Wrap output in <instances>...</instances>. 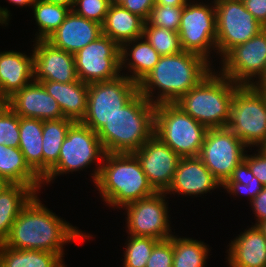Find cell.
Listing matches in <instances>:
<instances>
[{
  "label": "cell",
  "instance_id": "obj_1",
  "mask_svg": "<svg viewBox=\"0 0 266 267\" xmlns=\"http://www.w3.org/2000/svg\"><path fill=\"white\" fill-rule=\"evenodd\" d=\"M89 237V234L56 216L35 194L20 211L3 244L19 250L57 253L63 258L64 245Z\"/></svg>",
  "mask_w": 266,
  "mask_h": 267
},
{
  "label": "cell",
  "instance_id": "obj_2",
  "mask_svg": "<svg viewBox=\"0 0 266 267\" xmlns=\"http://www.w3.org/2000/svg\"><path fill=\"white\" fill-rule=\"evenodd\" d=\"M210 62L188 51L161 56L138 83V92L155 105L175 103L213 70Z\"/></svg>",
  "mask_w": 266,
  "mask_h": 267
},
{
  "label": "cell",
  "instance_id": "obj_3",
  "mask_svg": "<svg viewBox=\"0 0 266 267\" xmlns=\"http://www.w3.org/2000/svg\"><path fill=\"white\" fill-rule=\"evenodd\" d=\"M155 104L137 92L97 132L106 153H133L154 135Z\"/></svg>",
  "mask_w": 266,
  "mask_h": 267
},
{
  "label": "cell",
  "instance_id": "obj_4",
  "mask_svg": "<svg viewBox=\"0 0 266 267\" xmlns=\"http://www.w3.org/2000/svg\"><path fill=\"white\" fill-rule=\"evenodd\" d=\"M102 162L95 186L109 206L123 208L157 192L133 153H106Z\"/></svg>",
  "mask_w": 266,
  "mask_h": 267
},
{
  "label": "cell",
  "instance_id": "obj_5",
  "mask_svg": "<svg viewBox=\"0 0 266 267\" xmlns=\"http://www.w3.org/2000/svg\"><path fill=\"white\" fill-rule=\"evenodd\" d=\"M240 85L211 71L175 104L208 129L225 128L230 118V107Z\"/></svg>",
  "mask_w": 266,
  "mask_h": 267
},
{
  "label": "cell",
  "instance_id": "obj_6",
  "mask_svg": "<svg viewBox=\"0 0 266 267\" xmlns=\"http://www.w3.org/2000/svg\"><path fill=\"white\" fill-rule=\"evenodd\" d=\"M207 131L175 103L155 106L154 135L181 158L199 155Z\"/></svg>",
  "mask_w": 266,
  "mask_h": 267
},
{
  "label": "cell",
  "instance_id": "obj_7",
  "mask_svg": "<svg viewBox=\"0 0 266 267\" xmlns=\"http://www.w3.org/2000/svg\"><path fill=\"white\" fill-rule=\"evenodd\" d=\"M105 154L97 133L81 122H74L62 143L57 164L42 178V183H53L56 176L81 171L98 161L100 164L97 163L91 174L95 184Z\"/></svg>",
  "mask_w": 266,
  "mask_h": 267
},
{
  "label": "cell",
  "instance_id": "obj_8",
  "mask_svg": "<svg viewBox=\"0 0 266 267\" xmlns=\"http://www.w3.org/2000/svg\"><path fill=\"white\" fill-rule=\"evenodd\" d=\"M249 149L266 141V91L240 85L235 91L226 126Z\"/></svg>",
  "mask_w": 266,
  "mask_h": 267
},
{
  "label": "cell",
  "instance_id": "obj_9",
  "mask_svg": "<svg viewBox=\"0 0 266 267\" xmlns=\"http://www.w3.org/2000/svg\"><path fill=\"white\" fill-rule=\"evenodd\" d=\"M127 75L122 73L114 80L88 84L87 110L82 124L97 133L138 92V84Z\"/></svg>",
  "mask_w": 266,
  "mask_h": 267
},
{
  "label": "cell",
  "instance_id": "obj_10",
  "mask_svg": "<svg viewBox=\"0 0 266 267\" xmlns=\"http://www.w3.org/2000/svg\"><path fill=\"white\" fill-rule=\"evenodd\" d=\"M211 2L189 1L183 8L178 30L182 50L201 55L207 61L212 50L217 52L216 11L214 1Z\"/></svg>",
  "mask_w": 266,
  "mask_h": 267
},
{
  "label": "cell",
  "instance_id": "obj_11",
  "mask_svg": "<svg viewBox=\"0 0 266 267\" xmlns=\"http://www.w3.org/2000/svg\"><path fill=\"white\" fill-rule=\"evenodd\" d=\"M216 55L221 58L233 47L245 43L265 27L250 14L242 0H215Z\"/></svg>",
  "mask_w": 266,
  "mask_h": 267
},
{
  "label": "cell",
  "instance_id": "obj_12",
  "mask_svg": "<svg viewBox=\"0 0 266 267\" xmlns=\"http://www.w3.org/2000/svg\"><path fill=\"white\" fill-rule=\"evenodd\" d=\"M248 148L230 129H208L198 157L223 185L241 163ZM245 150V151H244Z\"/></svg>",
  "mask_w": 266,
  "mask_h": 267
},
{
  "label": "cell",
  "instance_id": "obj_13",
  "mask_svg": "<svg viewBox=\"0 0 266 267\" xmlns=\"http://www.w3.org/2000/svg\"><path fill=\"white\" fill-rule=\"evenodd\" d=\"M221 60L222 75L238 85H253L266 70V28L230 49Z\"/></svg>",
  "mask_w": 266,
  "mask_h": 267
},
{
  "label": "cell",
  "instance_id": "obj_14",
  "mask_svg": "<svg viewBox=\"0 0 266 267\" xmlns=\"http://www.w3.org/2000/svg\"><path fill=\"white\" fill-rule=\"evenodd\" d=\"M80 81L90 84L118 78L120 72V46L102 34L74 54Z\"/></svg>",
  "mask_w": 266,
  "mask_h": 267
},
{
  "label": "cell",
  "instance_id": "obj_15",
  "mask_svg": "<svg viewBox=\"0 0 266 267\" xmlns=\"http://www.w3.org/2000/svg\"><path fill=\"white\" fill-rule=\"evenodd\" d=\"M166 196L165 192H156L124 206L128 235L152 237L159 241L173 235Z\"/></svg>",
  "mask_w": 266,
  "mask_h": 267
},
{
  "label": "cell",
  "instance_id": "obj_16",
  "mask_svg": "<svg viewBox=\"0 0 266 267\" xmlns=\"http://www.w3.org/2000/svg\"><path fill=\"white\" fill-rule=\"evenodd\" d=\"M133 154L152 187L157 192H166L172 184L181 157L155 135Z\"/></svg>",
  "mask_w": 266,
  "mask_h": 267
},
{
  "label": "cell",
  "instance_id": "obj_17",
  "mask_svg": "<svg viewBox=\"0 0 266 267\" xmlns=\"http://www.w3.org/2000/svg\"><path fill=\"white\" fill-rule=\"evenodd\" d=\"M33 42L34 81L71 83L79 80L73 54L54 47L47 40Z\"/></svg>",
  "mask_w": 266,
  "mask_h": 267
},
{
  "label": "cell",
  "instance_id": "obj_18",
  "mask_svg": "<svg viewBox=\"0 0 266 267\" xmlns=\"http://www.w3.org/2000/svg\"><path fill=\"white\" fill-rule=\"evenodd\" d=\"M5 103L20 117L42 121L64 118L57 101L36 81L16 91Z\"/></svg>",
  "mask_w": 266,
  "mask_h": 267
},
{
  "label": "cell",
  "instance_id": "obj_19",
  "mask_svg": "<svg viewBox=\"0 0 266 267\" xmlns=\"http://www.w3.org/2000/svg\"><path fill=\"white\" fill-rule=\"evenodd\" d=\"M222 187L198 157H182L176 167L171 186L165 192L174 195H201Z\"/></svg>",
  "mask_w": 266,
  "mask_h": 267
},
{
  "label": "cell",
  "instance_id": "obj_20",
  "mask_svg": "<svg viewBox=\"0 0 266 267\" xmlns=\"http://www.w3.org/2000/svg\"><path fill=\"white\" fill-rule=\"evenodd\" d=\"M102 35V25L75 14L72 10L46 40L54 47L75 54Z\"/></svg>",
  "mask_w": 266,
  "mask_h": 267
},
{
  "label": "cell",
  "instance_id": "obj_21",
  "mask_svg": "<svg viewBox=\"0 0 266 267\" xmlns=\"http://www.w3.org/2000/svg\"><path fill=\"white\" fill-rule=\"evenodd\" d=\"M30 54L0 52V97L4 101L34 81V54Z\"/></svg>",
  "mask_w": 266,
  "mask_h": 267
},
{
  "label": "cell",
  "instance_id": "obj_22",
  "mask_svg": "<svg viewBox=\"0 0 266 267\" xmlns=\"http://www.w3.org/2000/svg\"><path fill=\"white\" fill-rule=\"evenodd\" d=\"M241 233L228 245L229 267H266V238L263 232L252 225Z\"/></svg>",
  "mask_w": 266,
  "mask_h": 267
},
{
  "label": "cell",
  "instance_id": "obj_23",
  "mask_svg": "<svg viewBox=\"0 0 266 267\" xmlns=\"http://www.w3.org/2000/svg\"><path fill=\"white\" fill-rule=\"evenodd\" d=\"M59 104L64 118L81 122L87 110L88 84L80 80L71 83L40 82Z\"/></svg>",
  "mask_w": 266,
  "mask_h": 267
},
{
  "label": "cell",
  "instance_id": "obj_24",
  "mask_svg": "<svg viewBox=\"0 0 266 267\" xmlns=\"http://www.w3.org/2000/svg\"><path fill=\"white\" fill-rule=\"evenodd\" d=\"M160 57L144 37L125 42L120 46V71L123 67L125 70L128 68L132 75L127 77L138 84L154 68Z\"/></svg>",
  "mask_w": 266,
  "mask_h": 267
},
{
  "label": "cell",
  "instance_id": "obj_25",
  "mask_svg": "<svg viewBox=\"0 0 266 267\" xmlns=\"http://www.w3.org/2000/svg\"><path fill=\"white\" fill-rule=\"evenodd\" d=\"M144 23L142 18L121 5H110L102 24V34L121 46L125 42L143 37Z\"/></svg>",
  "mask_w": 266,
  "mask_h": 267
},
{
  "label": "cell",
  "instance_id": "obj_26",
  "mask_svg": "<svg viewBox=\"0 0 266 267\" xmlns=\"http://www.w3.org/2000/svg\"><path fill=\"white\" fill-rule=\"evenodd\" d=\"M0 175L11 184L29 186L36 194L43 187L42 179L26 163L18 147L0 144Z\"/></svg>",
  "mask_w": 266,
  "mask_h": 267
},
{
  "label": "cell",
  "instance_id": "obj_27",
  "mask_svg": "<svg viewBox=\"0 0 266 267\" xmlns=\"http://www.w3.org/2000/svg\"><path fill=\"white\" fill-rule=\"evenodd\" d=\"M20 141L19 149L29 167L42 179L43 154L42 133L43 121L19 116Z\"/></svg>",
  "mask_w": 266,
  "mask_h": 267
},
{
  "label": "cell",
  "instance_id": "obj_28",
  "mask_svg": "<svg viewBox=\"0 0 266 267\" xmlns=\"http://www.w3.org/2000/svg\"><path fill=\"white\" fill-rule=\"evenodd\" d=\"M35 194L22 184H10L0 193V243L8 237L20 211Z\"/></svg>",
  "mask_w": 266,
  "mask_h": 267
},
{
  "label": "cell",
  "instance_id": "obj_29",
  "mask_svg": "<svg viewBox=\"0 0 266 267\" xmlns=\"http://www.w3.org/2000/svg\"><path fill=\"white\" fill-rule=\"evenodd\" d=\"M57 253L19 250L0 243V267H66Z\"/></svg>",
  "mask_w": 266,
  "mask_h": 267
},
{
  "label": "cell",
  "instance_id": "obj_30",
  "mask_svg": "<svg viewBox=\"0 0 266 267\" xmlns=\"http://www.w3.org/2000/svg\"><path fill=\"white\" fill-rule=\"evenodd\" d=\"M73 123L68 118L43 121V177L57 164L62 143Z\"/></svg>",
  "mask_w": 266,
  "mask_h": 267
},
{
  "label": "cell",
  "instance_id": "obj_31",
  "mask_svg": "<svg viewBox=\"0 0 266 267\" xmlns=\"http://www.w3.org/2000/svg\"><path fill=\"white\" fill-rule=\"evenodd\" d=\"M173 243L172 267H205L210 249L203 241L192 238L177 237L169 238Z\"/></svg>",
  "mask_w": 266,
  "mask_h": 267
},
{
  "label": "cell",
  "instance_id": "obj_32",
  "mask_svg": "<svg viewBox=\"0 0 266 267\" xmlns=\"http://www.w3.org/2000/svg\"><path fill=\"white\" fill-rule=\"evenodd\" d=\"M38 31L36 40H46L63 23L71 9L57 4L36 0L32 6Z\"/></svg>",
  "mask_w": 266,
  "mask_h": 267
},
{
  "label": "cell",
  "instance_id": "obj_33",
  "mask_svg": "<svg viewBox=\"0 0 266 267\" xmlns=\"http://www.w3.org/2000/svg\"><path fill=\"white\" fill-rule=\"evenodd\" d=\"M222 187L232 195H247L250 202L264 188L259 179L251 173L248 164L244 160L233 169L231 176Z\"/></svg>",
  "mask_w": 266,
  "mask_h": 267
},
{
  "label": "cell",
  "instance_id": "obj_34",
  "mask_svg": "<svg viewBox=\"0 0 266 267\" xmlns=\"http://www.w3.org/2000/svg\"><path fill=\"white\" fill-rule=\"evenodd\" d=\"M143 37L161 56L183 51L178 32L151 26L147 21L144 23Z\"/></svg>",
  "mask_w": 266,
  "mask_h": 267
},
{
  "label": "cell",
  "instance_id": "obj_35",
  "mask_svg": "<svg viewBox=\"0 0 266 267\" xmlns=\"http://www.w3.org/2000/svg\"><path fill=\"white\" fill-rule=\"evenodd\" d=\"M129 236L125 243L127 247L124 251L123 267H146L152 250L159 240L152 237Z\"/></svg>",
  "mask_w": 266,
  "mask_h": 267
},
{
  "label": "cell",
  "instance_id": "obj_36",
  "mask_svg": "<svg viewBox=\"0 0 266 267\" xmlns=\"http://www.w3.org/2000/svg\"><path fill=\"white\" fill-rule=\"evenodd\" d=\"M19 141V115L4 103L0 107V144L19 147Z\"/></svg>",
  "mask_w": 266,
  "mask_h": 267
},
{
  "label": "cell",
  "instance_id": "obj_37",
  "mask_svg": "<svg viewBox=\"0 0 266 267\" xmlns=\"http://www.w3.org/2000/svg\"><path fill=\"white\" fill-rule=\"evenodd\" d=\"M184 6H170L155 4L151 9L147 22L151 26H157L178 32Z\"/></svg>",
  "mask_w": 266,
  "mask_h": 267
},
{
  "label": "cell",
  "instance_id": "obj_38",
  "mask_svg": "<svg viewBox=\"0 0 266 267\" xmlns=\"http://www.w3.org/2000/svg\"><path fill=\"white\" fill-rule=\"evenodd\" d=\"M109 7V0H75L72 11L79 16L102 25Z\"/></svg>",
  "mask_w": 266,
  "mask_h": 267
},
{
  "label": "cell",
  "instance_id": "obj_39",
  "mask_svg": "<svg viewBox=\"0 0 266 267\" xmlns=\"http://www.w3.org/2000/svg\"><path fill=\"white\" fill-rule=\"evenodd\" d=\"M173 243L170 239L160 240L153 248L146 267H172Z\"/></svg>",
  "mask_w": 266,
  "mask_h": 267
},
{
  "label": "cell",
  "instance_id": "obj_40",
  "mask_svg": "<svg viewBox=\"0 0 266 267\" xmlns=\"http://www.w3.org/2000/svg\"><path fill=\"white\" fill-rule=\"evenodd\" d=\"M256 151L258 153L254 155L245 154L244 161L248 164L251 173L266 187V153L261 148Z\"/></svg>",
  "mask_w": 266,
  "mask_h": 267
},
{
  "label": "cell",
  "instance_id": "obj_41",
  "mask_svg": "<svg viewBox=\"0 0 266 267\" xmlns=\"http://www.w3.org/2000/svg\"><path fill=\"white\" fill-rule=\"evenodd\" d=\"M154 0H125L121 6L129 12L138 15L145 22L148 20L151 9L154 7Z\"/></svg>",
  "mask_w": 266,
  "mask_h": 267
},
{
  "label": "cell",
  "instance_id": "obj_42",
  "mask_svg": "<svg viewBox=\"0 0 266 267\" xmlns=\"http://www.w3.org/2000/svg\"><path fill=\"white\" fill-rule=\"evenodd\" d=\"M246 10L266 28V0H242Z\"/></svg>",
  "mask_w": 266,
  "mask_h": 267
},
{
  "label": "cell",
  "instance_id": "obj_43",
  "mask_svg": "<svg viewBox=\"0 0 266 267\" xmlns=\"http://www.w3.org/2000/svg\"><path fill=\"white\" fill-rule=\"evenodd\" d=\"M250 203L253 208L252 210L257 217V222L254 226H257L259 223L266 220V187H264Z\"/></svg>",
  "mask_w": 266,
  "mask_h": 267
},
{
  "label": "cell",
  "instance_id": "obj_44",
  "mask_svg": "<svg viewBox=\"0 0 266 267\" xmlns=\"http://www.w3.org/2000/svg\"><path fill=\"white\" fill-rule=\"evenodd\" d=\"M190 0H154L155 4L170 6H185Z\"/></svg>",
  "mask_w": 266,
  "mask_h": 267
},
{
  "label": "cell",
  "instance_id": "obj_45",
  "mask_svg": "<svg viewBox=\"0 0 266 267\" xmlns=\"http://www.w3.org/2000/svg\"><path fill=\"white\" fill-rule=\"evenodd\" d=\"M46 3H52V4H57V5H62L65 6L69 9L72 10L75 0H41Z\"/></svg>",
  "mask_w": 266,
  "mask_h": 267
},
{
  "label": "cell",
  "instance_id": "obj_46",
  "mask_svg": "<svg viewBox=\"0 0 266 267\" xmlns=\"http://www.w3.org/2000/svg\"><path fill=\"white\" fill-rule=\"evenodd\" d=\"M9 16H10V12H9V10L7 9V8H2L1 6H0V24L1 25H8V23L7 22H9Z\"/></svg>",
  "mask_w": 266,
  "mask_h": 267
},
{
  "label": "cell",
  "instance_id": "obj_47",
  "mask_svg": "<svg viewBox=\"0 0 266 267\" xmlns=\"http://www.w3.org/2000/svg\"><path fill=\"white\" fill-rule=\"evenodd\" d=\"M253 86L260 90L266 91V70L259 80H255Z\"/></svg>",
  "mask_w": 266,
  "mask_h": 267
},
{
  "label": "cell",
  "instance_id": "obj_48",
  "mask_svg": "<svg viewBox=\"0 0 266 267\" xmlns=\"http://www.w3.org/2000/svg\"><path fill=\"white\" fill-rule=\"evenodd\" d=\"M8 1L12 4H15V5L23 8L24 6L25 7L31 6L32 7L36 0H8Z\"/></svg>",
  "mask_w": 266,
  "mask_h": 267
},
{
  "label": "cell",
  "instance_id": "obj_49",
  "mask_svg": "<svg viewBox=\"0 0 266 267\" xmlns=\"http://www.w3.org/2000/svg\"><path fill=\"white\" fill-rule=\"evenodd\" d=\"M11 183L0 175V193L6 189Z\"/></svg>",
  "mask_w": 266,
  "mask_h": 267
},
{
  "label": "cell",
  "instance_id": "obj_50",
  "mask_svg": "<svg viewBox=\"0 0 266 267\" xmlns=\"http://www.w3.org/2000/svg\"><path fill=\"white\" fill-rule=\"evenodd\" d=\"M266 238V220L257 225Z\"/></svg>",
  "mask_w": 266,
  "mask_h": 267
},
{
  "label": "cell",
  "instance_id": "obj_51",
  "mask_svg": "<svg viewBox=\"0 0 266 267\" xmlns=\"http://www.w3.org/2000/svg\"><path fill=\"white\" fill-rule=\"evenodd\" d=\"M125 0H109L110 5H121Z\"/></svg>",
  "mask_w": 266,
  "mask_h": 267
},
{
  "label": "cell",
  "instance_id": "obj_52",
  "mask_svg": "<svg viewBox=\"0 0 266 267\" xmlns=\"http://www.w3.org/2000/svg\"><path fill=\"white\" fill-rule=\"evenodd\" d=\"M266 153V141L260 147Z\"/></svg>",
  "mask_w": 266,
  "mask_h": 267
},
{
  "label": "cell",
  "instance_id": "obj_53",
  "mask_svg": "<svg viewBox=\"0 0 266 267\" xmlns=\"http://www.w3.org/2000/svg\"><path fill=\"white\" fill-rule=\"evenodd\" d=\"M5 103V101L0 97V107Z\"/></svg>",
  "mask_w": 266,
  "mask_h": 267
}]
</instances>
